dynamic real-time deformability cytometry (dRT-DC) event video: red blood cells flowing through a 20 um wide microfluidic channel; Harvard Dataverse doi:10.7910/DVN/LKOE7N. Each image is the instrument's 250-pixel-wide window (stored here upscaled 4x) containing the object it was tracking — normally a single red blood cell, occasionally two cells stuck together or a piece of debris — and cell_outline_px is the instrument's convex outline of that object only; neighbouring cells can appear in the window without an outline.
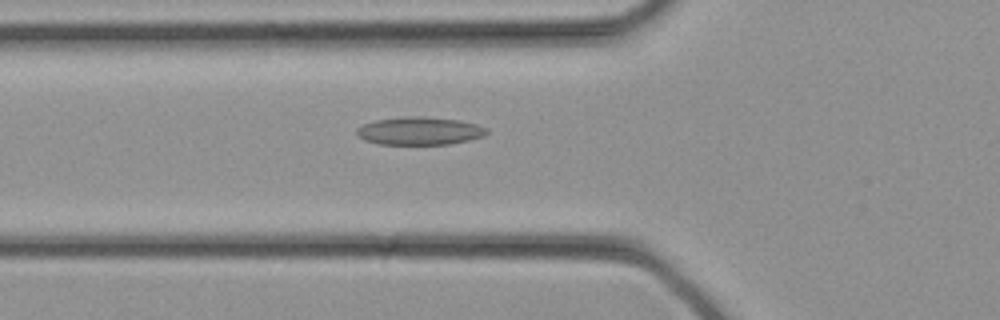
{"species": "common noctule bat (a hibernating species)", "species_latin": "Nyctalus noctula", "temperature_condition": "cold", "stored_images_in_passage": 23, "camera_frame_rate_fps": 3000, "um_per_image_px": 0.085, "animal": {"sex": "female", "body_mass_g": 21.9}, "frame": {"image": 1, "passage_image": 2, "time_ms": 0.333, "image_size_px": [1000, 320], "cell_outline_px": [[488, 132], [484, 136], [468, 140], [448, 144], [376, 144], [364, 140], [356, 132], [356, 128], [364, 124], [376, 120], [408, 116], [412, 116], [456, 120], [476, 124], [488, 128]], "centroid_in_image_um": [35.65, 11.14], "position_along_channel_um": 90.1, "area_um2": 20.87}}
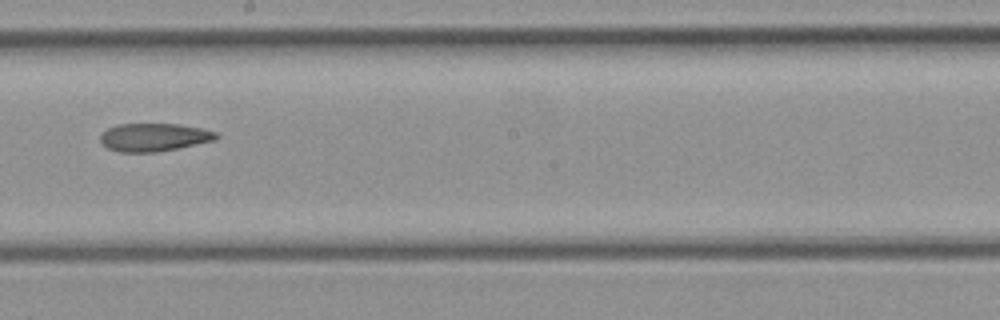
{"frame": {"image": 2, "passage_image": 9, "time_ms": 2.667, "image_size_px": [1000, 320], "cell_outline_px": [[220, 136], [216, 140], [156, 152], [120, 152], [108, 148], [100, 140], [100, 136], [108, 128], [116, 124], [180, 124], [204, 128], [216, 132]], "centroid_in_image_um": [13.12, 11.65], "position_along_channel_um": 235.1, "area_um2": 18.9}}
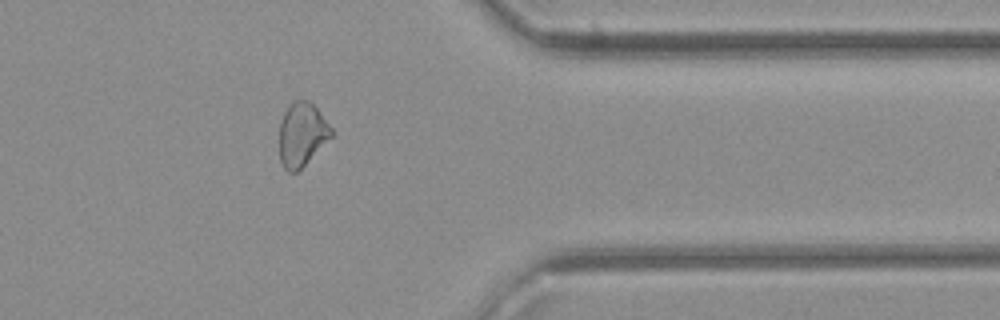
{"frame": {"image": 3, "passage_image": 17, "time_ms": 5.333, "image_size_px": [1000, 320], "cell_outline_px": [[332, 136], [296, 172], [288, 172], [284, 168], [280, 160], [280, 124], [284, 112], [292, 100], [308, 100], [316, 108], [332, 128]], "centroid_in_image_um": [25.64, 11.4], "position_along_channel_um": 385.8, "area_um2": 18.9}}